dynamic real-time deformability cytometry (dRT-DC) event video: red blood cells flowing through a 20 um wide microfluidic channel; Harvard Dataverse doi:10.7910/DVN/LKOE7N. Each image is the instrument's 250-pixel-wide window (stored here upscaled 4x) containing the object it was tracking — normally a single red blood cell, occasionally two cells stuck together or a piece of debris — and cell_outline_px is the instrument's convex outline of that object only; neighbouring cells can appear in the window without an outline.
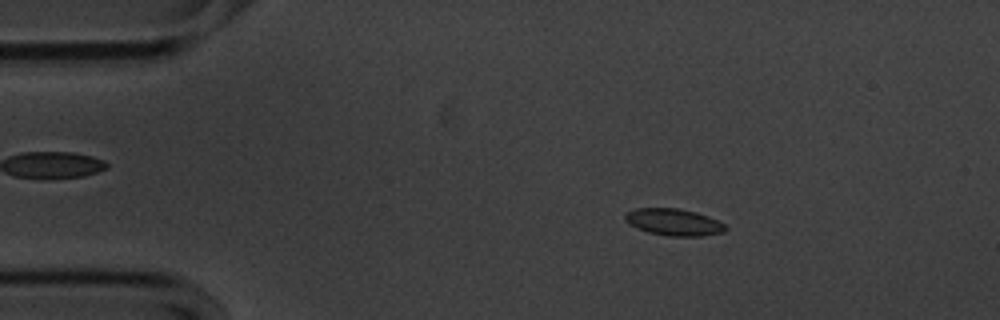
{"species": "common noctule bat (a hibernating species)", "species_latin": "Nyctalus noctula", "temperature_condition": "cold", "stored_images_in_passage": 56, "camera_frame_rate_fps": 3000, "um_per_image_px": 0.085, "animal": {"sex": "male", "body_mass_g": 20.1, "forearm_length_mm": 53.5}, "frame": {"image": 1, "passage_image": 9, "time_ms": 2.667, "image_size_px": [1000, 320], "cell_outline_px": [[728, 228], [724, 232], [704, 236], [668, 236], [648, 232], [628, 224], [624, 220], [624, 216], [628, 212], [636, 208], [680, 208], [696, 212], [708, 216], [724, 224]], "centroid_in_image_um": [57.27, 18.88], "position_along_channel_um": 27.7, "area_um2": 15.78}}
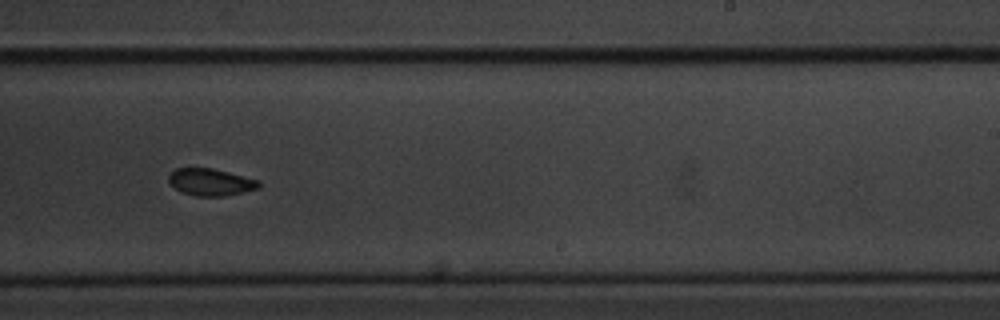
{"frame": {"image": 2, "passage_image": 34, "time_ms": 11.0, "image_size_px": [1000, 320], "cell_outline_px": [[260, 188], [244, 192], [224, 196], [196, 196], [180, 192], [168, 184], [168, 176], [176, 168], [212, 168], [260, 180]], "centroid_in_image_um": [17.89, 15.49], "position_along_channel_um": 271.1, "area_um2": 14.39}}
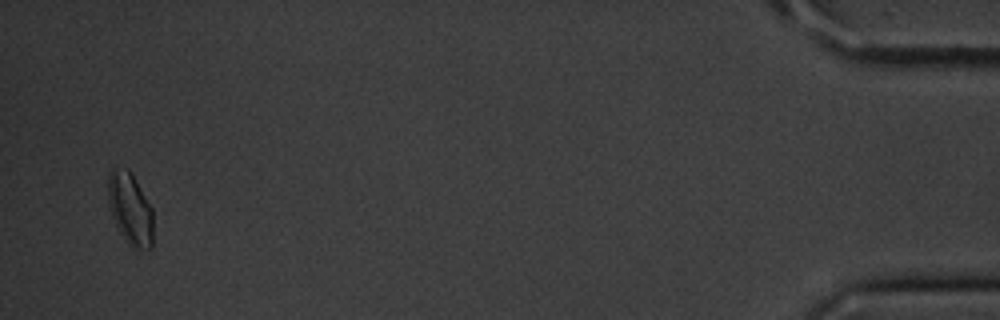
{"frame": {"image": 3, "passage_image": 54, "time_ms": 17.667, "image_size_px": [1000, 320], "cell_outline_px": [[152, 248], [136, 252], [124, 240], [112, 216], [108, 204], [108, 172], [116, 164], [128, 168], [132, 172], [152, 208]], "centroid_in_image_um": [11.05, 17.72], "position_along_channel_um": 424.1, "area_um2": 19.59}, "authors_computed_cell_mechanics": {"area_um2": 15.1436, "velocity_mm_per_s": 3.5521, "shape_relaxation_time_tau1_ms": 2.0406, "shape_relaxation_time_tau2_ms": null, "deformation_change_tau1": 0.0701, "deformation_change_tau2": null}}